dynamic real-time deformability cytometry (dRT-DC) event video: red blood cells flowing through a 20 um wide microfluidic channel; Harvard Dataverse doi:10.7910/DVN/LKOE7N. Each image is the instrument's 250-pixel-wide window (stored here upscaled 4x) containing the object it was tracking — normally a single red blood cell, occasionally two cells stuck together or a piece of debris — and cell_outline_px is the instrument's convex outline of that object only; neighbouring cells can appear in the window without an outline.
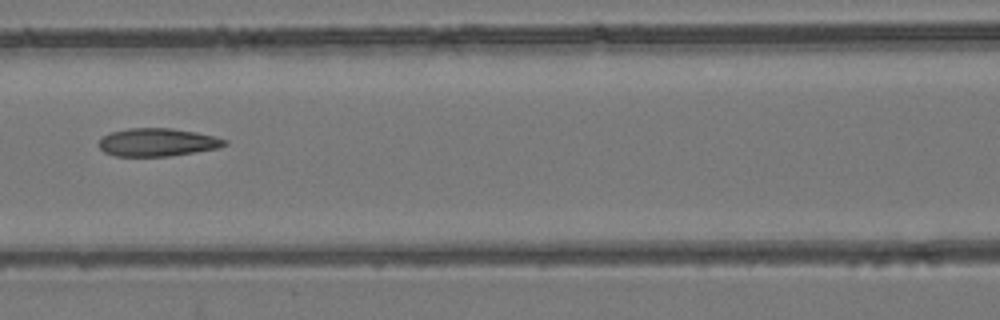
{"species": "common noctule bat (a hibernating species)", "species_latin": "Nyctalus noctula", "temperature_condition": "room temperature", "stored_images_in_passage": 8, "camera_frame_rate_fps": 3000, "um_per_image_px": 0.085, "animal": {"sex": "female", "body_mass_g": 24.6, "forearm_length_mm": 56.2}, "frame": {"image": 1, "passage_image": 7, "time_ms": 7.667, "image_size_px": [1000, 320], "cell_outline_px": [[228, 144], [220, 148], [168, 156], [116, 156], [104, 152], [100, 148], [100, 140], [104, 136], [112, 132], [128, 128], [172, 128], [196, 132], [216, 136], [228, 140]], "centroid_in_image_um": [13.44, 12.09], "position_along_channel_um": 153.2, "area_um2": 20.52}}
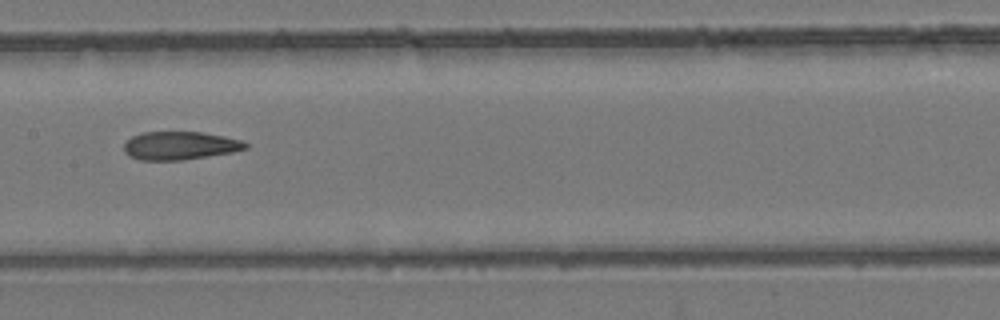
{"frame": {"image": 2, "passage_image": 8, "time_ms": 8.667, "image_size_px": [1000, 320], "cell_outline_px": [[248, 148], [232, 152], [180, 160], [140, 160], [128, 156], [124, 152], [124, 144], [132, 136], [140, 132], [204, 132], [224, 136], [240, 140], [248, 144]], "centroid_in_image_um": [15.26, 12.37], "position_along_channel_um": 192.1, "area_um2": 19.94}}